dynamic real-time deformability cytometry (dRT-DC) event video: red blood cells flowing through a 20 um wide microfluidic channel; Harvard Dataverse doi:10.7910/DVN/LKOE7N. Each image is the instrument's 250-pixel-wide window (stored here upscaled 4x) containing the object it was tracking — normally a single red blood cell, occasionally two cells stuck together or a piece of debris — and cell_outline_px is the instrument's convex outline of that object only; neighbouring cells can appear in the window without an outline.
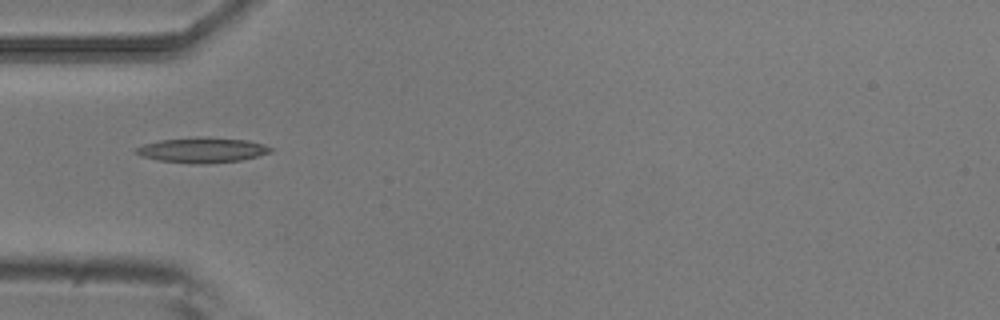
{"species": "common noctule bat (a hibernating species)", "species_latin": "Nyctalus noctula", "temperature_condition": "room temperature", "stored_images_in_passage": 1, "camera_frame_rate_fps": 3000, "um_per_image_px": 0.085, "animal": {"sex": "male", "body_mass_g": 20.5, "forearm_length_mm": 52.5}, "frame": {"image": 1, "passage_image": 1, "time_ms": 0.0, "image_size_px": [1000, 320], "cell_outline_px": [[272, 152], [240, 160], [204, 164], [196, 164], [156, 160], [140, 156], [136, 152], [136, 148], [144, 144], [160, 140], [196, 136], [200, 136], [248, 140], [264, 144], [272, 148]], "centroid_in_image_um": [17.18, 12.75], "position_along_channel_um": 67.8, "area_um2": 19.83}}